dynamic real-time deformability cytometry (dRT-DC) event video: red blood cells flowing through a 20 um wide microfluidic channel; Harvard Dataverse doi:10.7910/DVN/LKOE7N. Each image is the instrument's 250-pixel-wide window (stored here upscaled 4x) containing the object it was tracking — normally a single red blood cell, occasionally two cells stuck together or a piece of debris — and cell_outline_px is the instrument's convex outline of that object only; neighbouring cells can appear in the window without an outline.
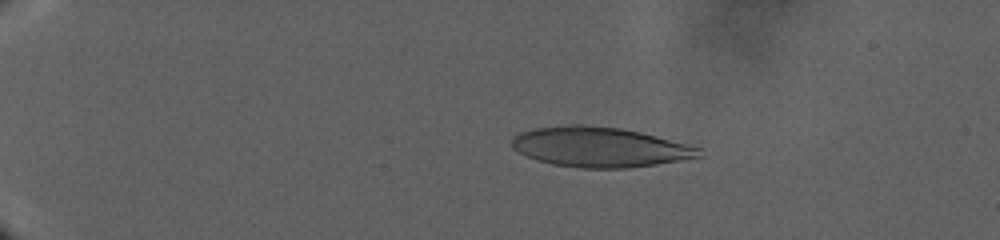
{"species": "human", "species_latin": "Homo sapiens", "temperature_condition": "warm", "stored_images_in_passage": 49, "camera_frame_rate_fps": 3000, "um_per_image_px": 0.085, "donor": {"sex": "male"}, "frame": {"image": 1, "passage_image": 15, "time_ms": 8.333, "image_size_px": [1000, 240], "cell_outline_px": [[704, 156], [656, 164], [628, 168], [580, 168], [552, 164], [536, 160], [524, 156], [512, 148], [512, 136], [520, 132], [532, 128], [572, 124], [580, 124], [620, 128], [640, 132], [656, 136], [700, 148]], "centroid_in_image_um": [50.91, 12.5], "position_along_channel_um": 34.1, "area_um2": 43.7}}
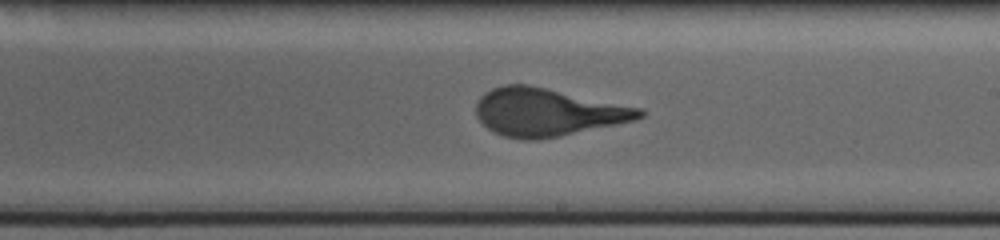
{"frame": {"image": 2, "passage_image": 34, "time_ms": 25.0, "image_size_px": [1000, 240], "cell_outline_px": [[648, 112], [644, 116], [636, 120], [560, 136], [536, 140], [524, 140], [504, 136], [492, 132], [476, 116], [476, 100], [484, 92], [492, 88], [504, 84], [528, 84], [644, 108]], "centroid_in_image_um": [46.55, 9.53], "position_along_channel_um": 242.5, "area_um2": 45.95}}
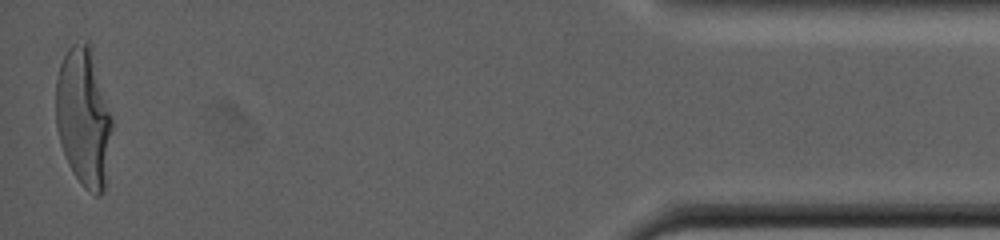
{"frame": {"image": 3, "passage_image": 49, "time_ms": 38.333, "image_size_px": [1000, 240], "cell_outline_px": [[112, 128], [104, 192], [100, 196], [96, 196], [84, 188], [68, 164], [60, 144], [56, 128], [56, 80], [60, 64], [68, 48], [72, 44], [88, 40], [92, 44], [112, 116]], "centroid_in_image_um": [7.12, 9.92], "position_along_channel_um": 428.1, "area_um2": 46.07}}